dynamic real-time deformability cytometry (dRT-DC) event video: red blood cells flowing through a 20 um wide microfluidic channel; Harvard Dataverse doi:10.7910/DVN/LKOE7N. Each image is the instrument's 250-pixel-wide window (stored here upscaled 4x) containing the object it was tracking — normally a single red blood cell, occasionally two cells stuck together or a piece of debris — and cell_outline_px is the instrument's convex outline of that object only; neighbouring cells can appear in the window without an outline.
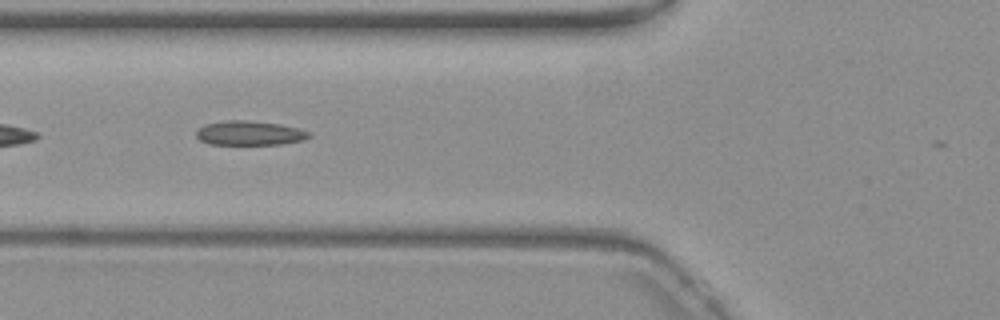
{"species": "common noctule bat (a hibernating species)", "species_latin": "Nyctalus noctula", "temperature_condition": "warm", "stored_images_in_passage": 32, "camera_frame_rate_fps": 3000, "um_per_image_px": 0.085, "animal": {"sex": "female", "body_mass_g": 19.3, "forearm_length_mm": 54.1}, "frame": {"image": 1, "passage_image": 5, "time_ms": 1.333, "image_size_px": [1000, 320], "cell_outline_px": [[312, 136], [304, 140], [280, 144], [208, 144], [200, 140], [196, 136], [196, 132], [204, 124], [224, 120], [244, 120], [280, 124], [312, 132]], "centroid_in_image_um": [21.22, 11.31], "position_along_channel_um": 104.6, "area_um2": 16.01}}
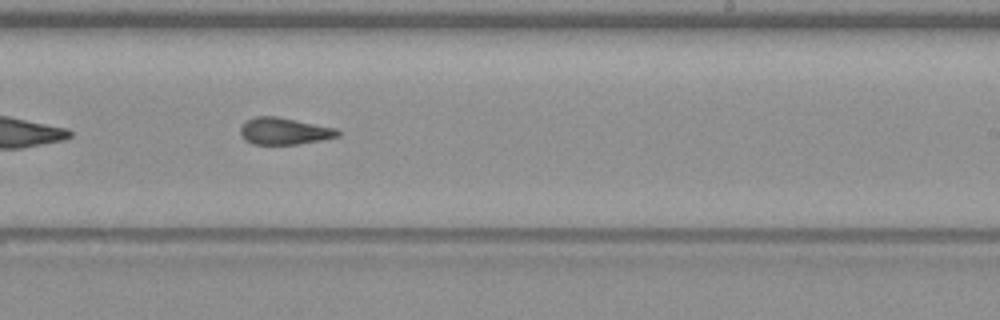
{"frame": {"image": 2, "passage_image": 18, "time_ms": 5.667, "image_size_px": [1000, 320], "cell_outline_px": [[340, 136], [320, 140], [296, 144], [252, 144], [244, 140], [240, 136], [240, 128], [248, 120], [256, 116], [276, 116], [336, 128], [340, 132]], "centroid_in_image_um": [24.14, 11.15], "position_along_channel_um": 264.9, "area_um2": 15.14}}
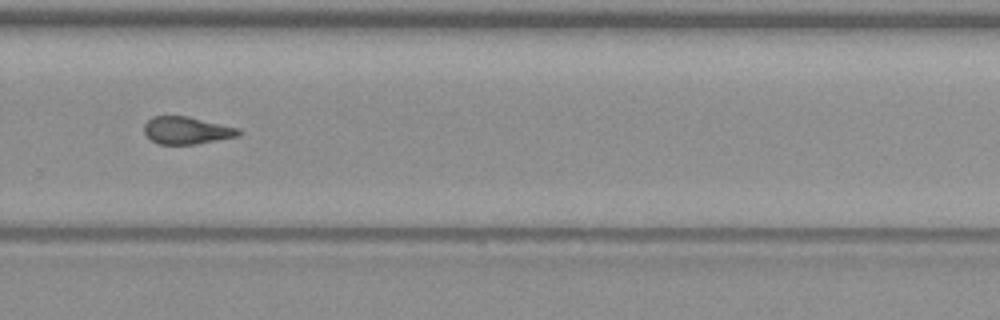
{"frame": {"image": 3, "passage_image": 22, "time_ms": 7.0, "image_size_px": [1000, 320], "cell_outline_px": [[240, 136], [196, 144], [160, 144], [152, 140], [144, 132], [144, 124], [152, 116], [188, 116], [240, 128]], "centroid_in_image_um": [15.89, 11.08], "position_along_channel_um": 313.9, "area_um2": 15.09}}